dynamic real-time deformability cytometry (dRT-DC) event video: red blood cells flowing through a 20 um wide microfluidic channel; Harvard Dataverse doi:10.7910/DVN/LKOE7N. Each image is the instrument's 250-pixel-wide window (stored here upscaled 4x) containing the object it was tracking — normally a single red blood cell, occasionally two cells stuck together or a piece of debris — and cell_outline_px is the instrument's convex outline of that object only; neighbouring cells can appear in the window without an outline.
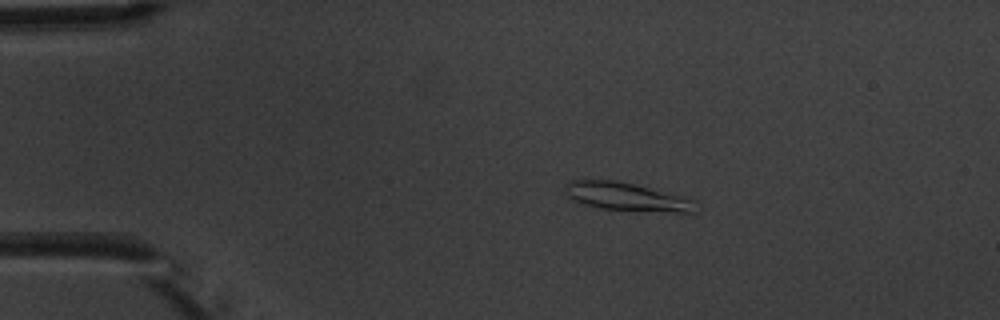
{"species": "common noctule bat (a hibernating species)", "species_latin": "Nyctalus noctula", "temperature_condition": "warm", "stored_images_in_passage": 6, "camera_frame_rate_fps": 3000, "um_per_image_px": 0.085, "animal": {"sex": "male", "body_mass_g": 20.1, "forearm_length_mm": 53.5}, "frame": {"image": 1, "passage_image": 3, "time_ms": 2.333, "image_size_px": [1000, 320], "cell_outline_px": [[696, 200], [692, 212], [676, 212], [600, 208], [584, 204], [572, 200], [568, 196], [568, 184], [572, 180], [616, 180]], "centroid_in_image_um": [53.24, 16.72], "position_along_channel_um": 31.8, "area_um2": 20.52}}
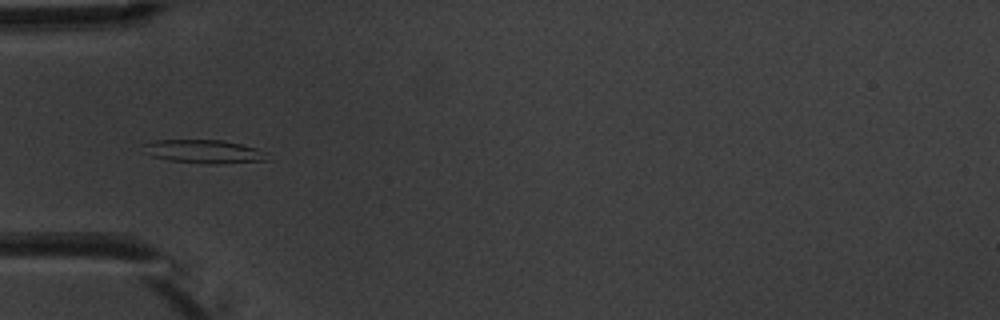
{"frame": {"image": 2, "passage_image": 5, "time_ms": 4.667, "image_size_px": [1000, 320], "cell_outline_px": [[272, 160], [220, 164], [208, 164], [168, 160], [152, 156], [140, 144], [156, 140], [224, 140], [256, 148], [264, 152]], "centroid_in_image_um": [17.37, 12.88], "position_along_channel_um": 67.6, "area_um2": 16.99}}